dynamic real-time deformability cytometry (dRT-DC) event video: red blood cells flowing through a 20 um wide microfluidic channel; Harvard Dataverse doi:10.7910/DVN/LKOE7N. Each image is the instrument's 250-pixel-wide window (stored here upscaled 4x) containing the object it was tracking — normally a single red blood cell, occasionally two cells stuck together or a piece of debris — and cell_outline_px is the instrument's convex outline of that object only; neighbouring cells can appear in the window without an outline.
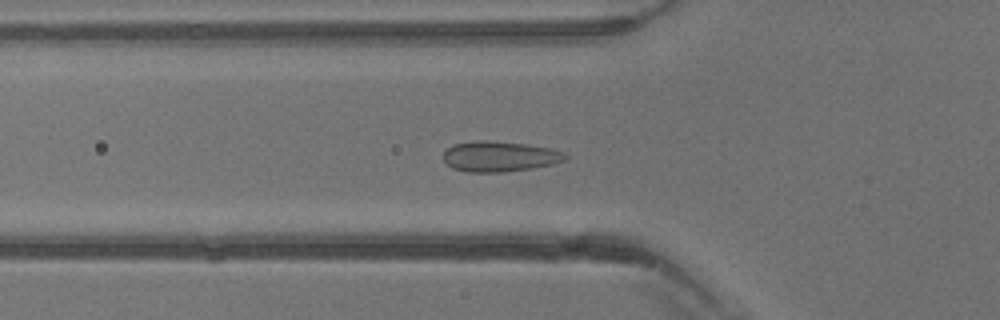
{"species": "common noctule bat (a hibernating species)", "species_latin": "Nyctalus noctula", "temperature_condition": "warm", "stored_images_in_passage": 40, "camera_frame_rate_fps": 3000, "um_per_image_px": 0.085, "animal": {"sex": "male", "body_mass_g": 13.3}, "frame": {"image": 1, "passage_image": 14, "time_ms": 4.333, "image_size_px": [1000, 320], "cell_outline_px": [[568, 156], [564, 160], [552, 164], [532, 168], [504, 172], [468, 172], [452, 168], [444, 160], [444, 152], [452, 144], [472, 140], [488, 140], [528, 144], [552, 148], [564, 152]], "centroid_in_image_um": [42.46, 13.28], "position_along_channel_um": 83.3, "area_um2": 21.79}}
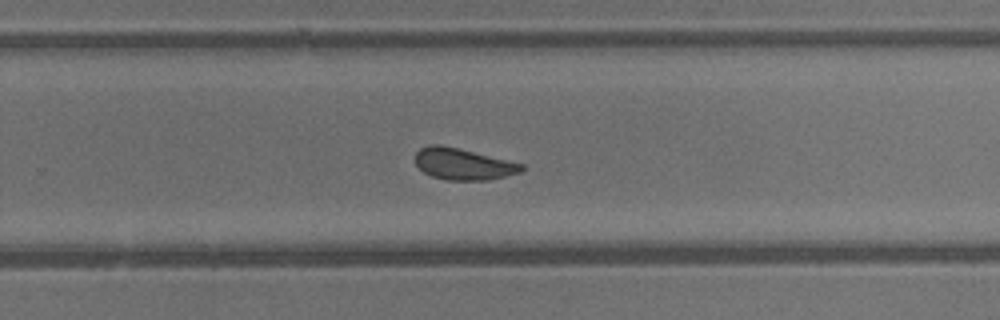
{"frame": {"image": 2, "passage_image": 26, "time_ms": 8.333, "image_size_px": [1000, 320], "cell_outline_px": [[524, 168], [520, 172], [488, 180], [448, 180], [432, 176], [424, 172], [416, 164], [416, 152], [420, 148], [428, 144], [440, 144], [524, 164]], "centroid_in_image_um": [39.34, 13.94], "position_along_channel_um": 290.5, "area_um2": 19.25}}
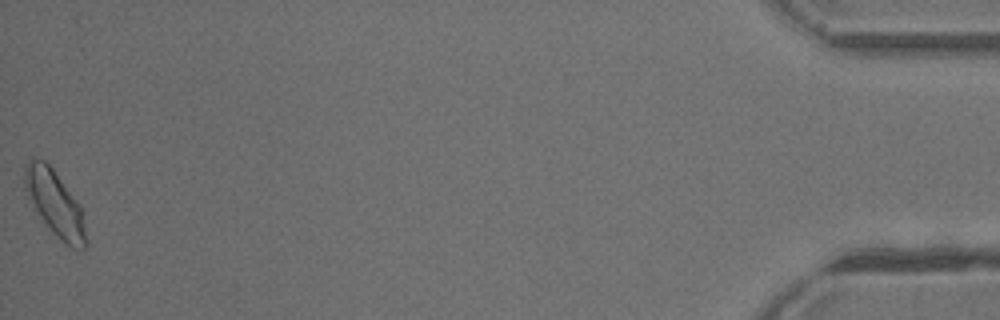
{"frame": {"image": 3, "passage_image": 40, "time_ms": 13.0, "image_size_px": [1000, 320], "cell_outline_px": [[88, 244], [84, 248], [72, 248], [64, 244], [52, 232], [36, 212], [24, 188], [24, 164], [28, 160], [44, 160], [52, 168], [80, 204], [88, 240]], "centroid_in_image_um": [4.68, 17.32], "position_along_channel_um": 430.5, "area_um2": 23.35}}